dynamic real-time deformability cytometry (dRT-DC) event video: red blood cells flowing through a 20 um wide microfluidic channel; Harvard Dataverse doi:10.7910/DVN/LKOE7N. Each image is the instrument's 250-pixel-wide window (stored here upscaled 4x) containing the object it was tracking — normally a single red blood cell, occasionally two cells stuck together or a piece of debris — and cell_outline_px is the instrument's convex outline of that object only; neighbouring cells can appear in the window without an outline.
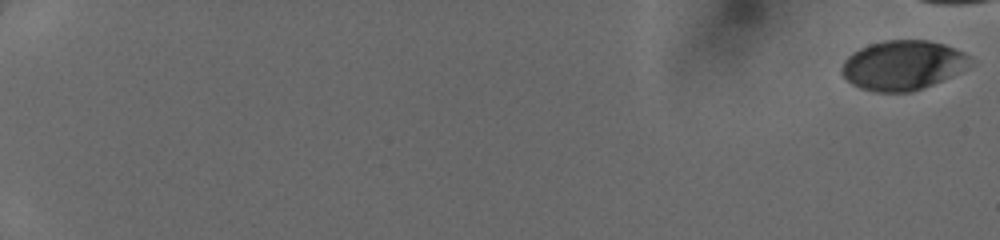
{"species": "human", "species_latin": "Homo sapiens", "temperature_condition": "cold", "stored_images_in_passage": 44, "camera_frame_rate_fps": 3000, "um_per_image_px": 0.085, "donor": {"sex": "female"}, "frame": {"image": 1, "passage_image": 1, "time_ms": 0.0, "image_size_px": [1000, 240], "cell_outline_px": [[968, 68], [960, 72], [932, 84], [912, 92], [876, 92], [860, 88], [852, 84], [840, 72], [840, 68], [844, 60], [852, 52], [860, 48], [884, 40], [928, 40], [944, 44], [964, 52], [968, 56]], "centroid_in_image_um": [76.7, 5.54], "position_along_channel_um": 8.3, "area_um2": 36.93}}
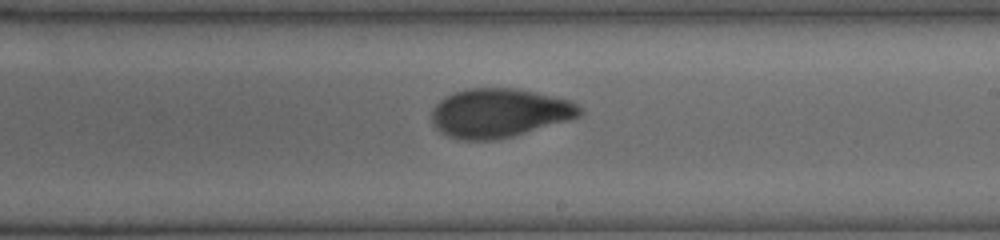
{"frame": {"image": 2, "passage_image": 34, "time_ms": 11.0, "image_size_px": [1000, 240], "cell_outline_px": [[584, 112], [580, 116], [568, 120], [512, 136], [496, 140], [460, 140], [448, 136], [440, 132], [432, 124], [432, 108], [440, 100], [456, 92], [468, 88], [516, 88], [568, 100], [584, 108]], "centroid_in_image_um": [42.42, 9.61], "position_along_channel_um": 246.6, "area_um2": 42.02}}
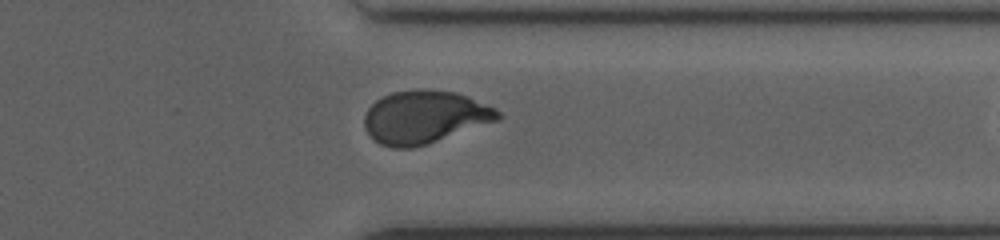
{"frame": {"image": 3, "passage_image": 43, "time_ms": 14.0, "image_size_px": [1000, 240], "cell_outline_px": [[504, 116], [500, 120], [428, 144], [412, 148], [392, 148], [380, 144], [364, 128], [364, 116], [368, 108], [376, 100], [392, 92], [416, 88], [428, 88], [456, 92], [468, 96], [496, 108]], "centroid_in_image_um": [36.13, 9.93], "position_along_channel_um": 375.3, "area_um2": 41.67}}